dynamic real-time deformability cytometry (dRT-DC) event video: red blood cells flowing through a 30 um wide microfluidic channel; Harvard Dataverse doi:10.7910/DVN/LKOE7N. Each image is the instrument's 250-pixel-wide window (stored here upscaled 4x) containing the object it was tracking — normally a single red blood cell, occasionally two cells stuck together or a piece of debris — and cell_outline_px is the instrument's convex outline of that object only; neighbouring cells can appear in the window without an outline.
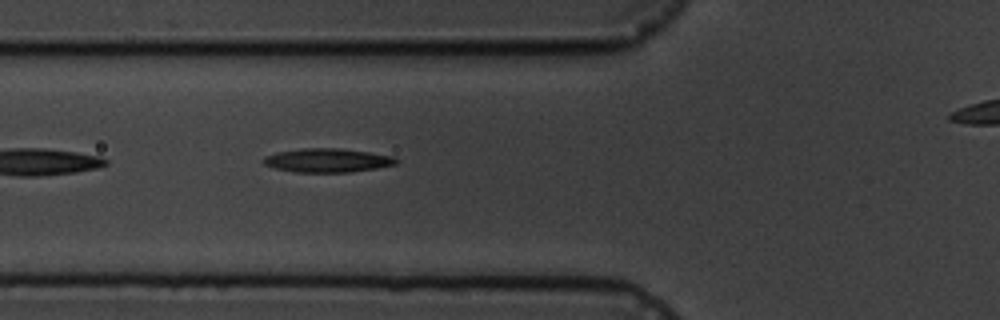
{"species": "common noctule bat (a hibernating species)", "species_latin": "Nyctalus noctula", "temperature_condition": "cold", "stored_images_in_passage": 6, "segment_of_instrument_passage": [1, 2], "camera_frame_rate_fps": 3000, "um_per_image_px": 0.085, "animal": {"sex": "male", "body_mass_g": 19.5, "forearm_length_mm": 54.6}, "frame": {"image": 1, "passage_image": 5, "time_ms": 4.333, "image_size_px": [1000, 320], "cell_outline_px": [[400, 160], [396, 164], [376, 168], [348, 172], [296, 172], [276, 168], [264, 164], [260, 160], [264, 156], [276, 152], [300, 148], [340, 148], [368, 152], [392, 156]], "centroid_in_image_um": [27.8, 13.62], "position_along_channel_um": 98.0, "area_um2": 18.44}}